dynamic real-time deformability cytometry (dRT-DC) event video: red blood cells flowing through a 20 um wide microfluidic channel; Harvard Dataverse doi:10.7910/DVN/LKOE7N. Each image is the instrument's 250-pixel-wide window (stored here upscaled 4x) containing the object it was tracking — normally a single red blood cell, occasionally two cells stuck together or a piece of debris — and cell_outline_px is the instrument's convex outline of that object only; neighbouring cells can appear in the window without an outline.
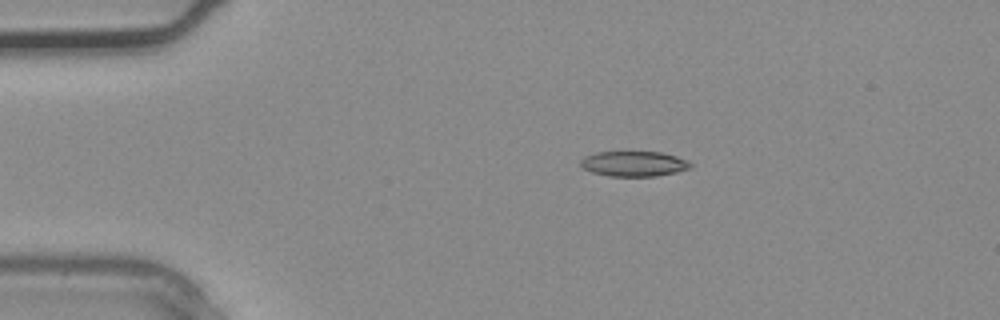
{"species": "common noctule bat (a hibernating species)", "species_latin": "Nyctalus noctula", "temperature_condition": "warm", "stored_images_in_passage": 3, "camera_frame_rate_fps": 3000, "um_per_image_px": 0.085, "animal": {"sex": "male", "body_mass_g": 20.4}, "frame": {"image": 1, "passage_image": 2, "time_ms": 0.333, "image_size_px": [1000, 320], "cell_outline_px": [[692, 168], [676, 172], [656, 176], [608, 176], [592, 172], [584, 168], [580, 164], [580, 160], [584, 156], [596, 152], [660, 152], [676, 156], [688, 160], [692, 164]], "centroid_in_image_um": [53.89, 13.92], "position_along_channel_um": 31.1, "area_um2": 16.18}}